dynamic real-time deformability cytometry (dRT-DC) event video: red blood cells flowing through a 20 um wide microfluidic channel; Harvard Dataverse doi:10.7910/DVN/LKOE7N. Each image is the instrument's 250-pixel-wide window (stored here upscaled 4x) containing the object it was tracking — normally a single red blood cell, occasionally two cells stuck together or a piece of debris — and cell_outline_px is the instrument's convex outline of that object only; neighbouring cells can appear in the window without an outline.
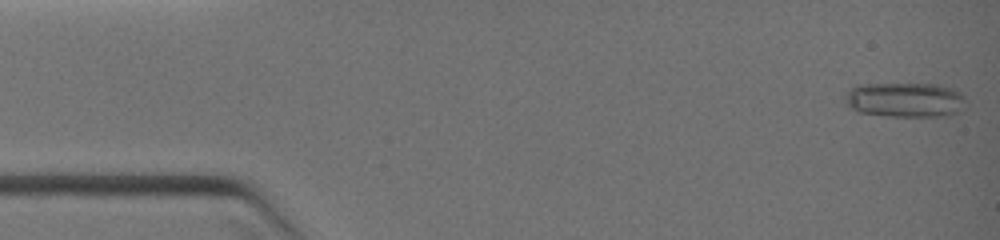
{"species": "common noctule bat (a hibernating species)", "species_latin": "Nyctalus noctula", "temperature_condition": "warm", "stored_images_in_passage": 6, "camera_frame_rate_fps": 3000, "um_per_image_px": 0.085, "animal": {"sex": "female", "body_mass_g": 19.0, "forearm_length_mm": 51.5}, "frame": {"image": 1, "passage_image": 1, "time_ms": 0.0, "image_size_px": [1000, 240], "cell_outline_px": [[964, 112], [948, 116], [892, 116], [860, 112], [844, 104], [844, 92], [856, 84], [936, 84], [952, 88], [960, 92], [964, 96]], "centroid_in_image_um": [76.93, 8.48], "position_along_channel_um": 8.1, "area_um2": 24.91}}